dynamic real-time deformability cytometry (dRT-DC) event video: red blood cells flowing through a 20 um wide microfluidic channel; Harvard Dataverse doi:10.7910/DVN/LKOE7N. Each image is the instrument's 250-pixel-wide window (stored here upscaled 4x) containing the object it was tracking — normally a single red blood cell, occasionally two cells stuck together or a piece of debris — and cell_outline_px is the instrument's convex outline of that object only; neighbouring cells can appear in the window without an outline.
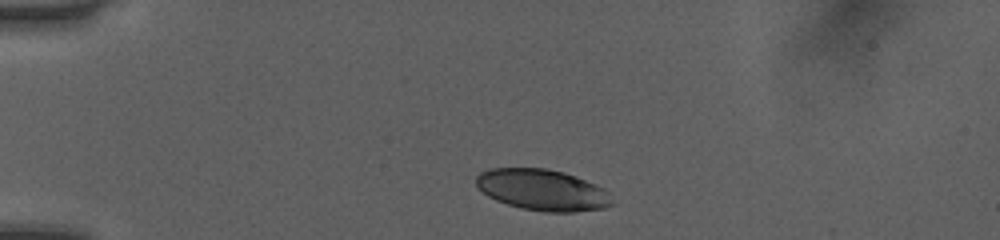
{"species": "human", "species_latin": "Homo sapiens", "temperature_condition": "room temperature", "stored_images_in_passage": 40, "camera_frame_rate_fps": 3000, "um_per_image_px": 0.085, "donor": {"sex": "female"}, "frame": {"image": 1, "passage_image": 1, "time_ms": 0.0, "image_size_px": [1000, 240], "cell_outline_px": [[616, 204], [604, 208], [576, 212], [544, 212], [520, 208], [496, 200], [488, 196], [476, 184], [476, 176], [480, 172], [488, 168], [548, 168], [564, 172], [576, 176], [596, 184], [604, 188], [608, 192]], "centroid_in_image_um": [46.15, 16.14], "position_along_channel_um": 38.9, "area_um2": 32.95}}
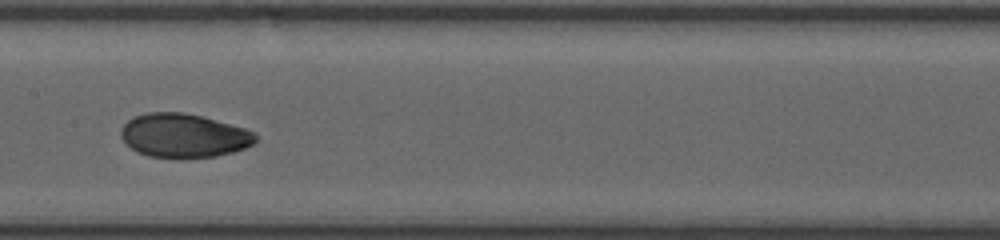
{"frame": {"image": 2, "passage_image": 16, "time_ms": 5.0, "image_size_px": [1000, 240], "cell_outline_px": [[256, 140], [252, 144], [244, 148], [232, 152], [216, 156], [148, 156], [136, 152], [120, 136], [120, 128], [128, 120], [136, 116], [148, 112], [184, 112], [200, 116], [244, 128], [256, 132]], "centroid_in_image_um": [15.6, 11.5], "position_along_channel_um": 191.8, "area_um2": 33.76}}
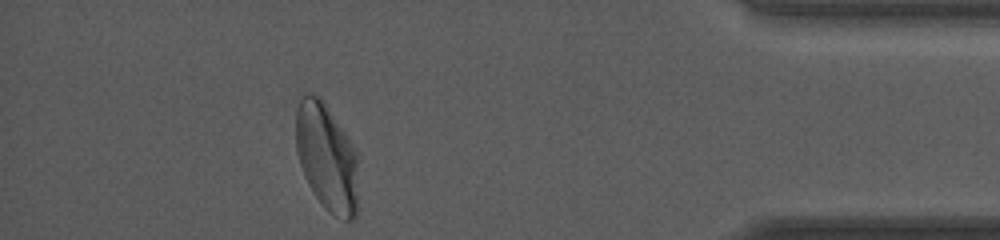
{"frame": {"image": 3, "passage_image": 35, "time_ms": 11.333, "image_size_px": [1000, 240], "cell_outline_px": [[356, 216], [352, 220], [344, 220], [328, 212], [324, 208], [312, 192], [304, 176], [300, 164], [296, 148], [296, 96], [300, 92], [312, 92], [320, 96], [328, 104], [356, 148]], "centroid_in_image_um": [27.73, 13.25], "position_along_channel_um": 407.5, "area_um2": 40.06}, "authors_computed_cell_mechanics": {"area_um2": 34.4199, "velocity_mm_per_s": 4.046, "shape_relaxation_time_tau1_ms": 4.6216, "shape_relaxation_time_tau2_ms": 0.8986, "deformation_change_tau1": 0.1697, "deformation_change_tau2": 0.0387}}